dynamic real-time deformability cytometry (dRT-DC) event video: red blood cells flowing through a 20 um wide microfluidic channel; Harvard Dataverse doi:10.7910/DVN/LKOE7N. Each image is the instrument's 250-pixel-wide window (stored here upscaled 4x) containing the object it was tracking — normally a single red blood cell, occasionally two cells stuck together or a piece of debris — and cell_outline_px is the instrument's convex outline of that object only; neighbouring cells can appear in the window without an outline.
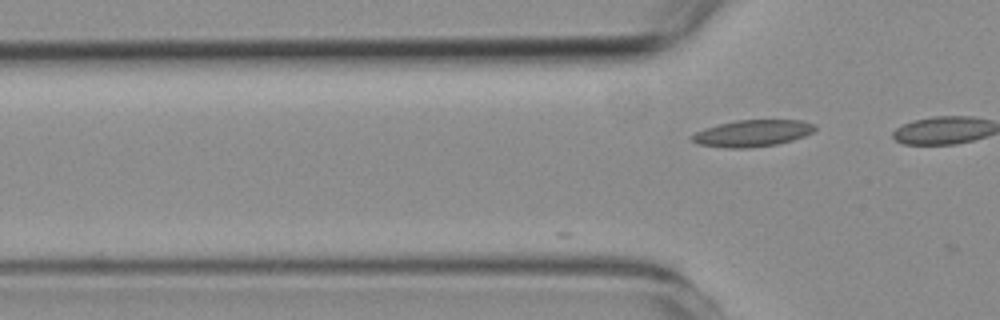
{"species": "common noctule bat (a hibernating species)", "species_latin": "Nyctalus noctula", "temperature_condition": "room temperature", "stored_images_in_passage": 9, "camera_frame_rate_fps": 3000, "um_per_image_px": 0.085, "animal": {"sex": "female", "body_mass_g": 19.3, "forearm_length_mm": 54.1}, "frame": {"image": 1, "passage_image": 9, "time_ms": 2.667, "image_size_px": [1000, 320], "cell_outline_px": [[816, 128], [812, 132], [804, 136], [792, 140], [776, 144], [748, 148], [724, 148], [696, 144], [692, 140], [692, 136], [696, 132], [704, 128], [736, 120], [804, 120], [816, 124]], "centroid_in_image_um": [63.97, 11.32], "position_along_channel_um": 61.8, "area_um2": 19.13}}